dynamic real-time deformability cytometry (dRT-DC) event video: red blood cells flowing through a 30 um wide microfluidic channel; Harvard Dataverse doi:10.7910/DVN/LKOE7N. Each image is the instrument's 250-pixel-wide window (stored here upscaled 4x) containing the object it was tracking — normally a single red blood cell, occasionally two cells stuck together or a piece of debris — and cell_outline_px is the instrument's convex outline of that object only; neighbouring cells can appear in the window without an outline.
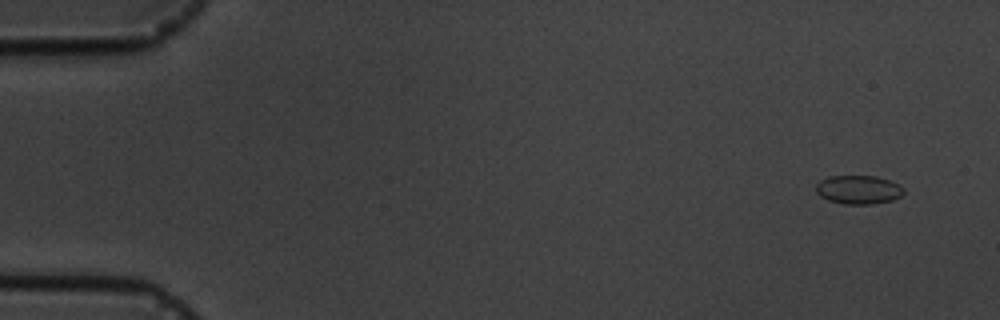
{"species": "common noctule bat (a hibernating species)", "species_latin": "Nyctalus noctula", "temperature_condition": "cold", "stored_images_in_passage": 8, "camera_frame_rate_fps": 3000, "um_per_image_px": 0.085, "animal": {"sex": "male", "body_mass_g": 19.5, "forearm_length_mm": 54.6}, "frame": {"image": 1, "passage_image": 1, "time_ms": 0.0, "image_size_px": [1000, 320], "cell_outline_px": [[904, 192], [900, 196], [892, 200], [872, 204], [844, 204], [828, 200], [820, 196], [816, 192], [816, 184], [820, 180], [828, 176], [876, 176], [900, 184], [904, 188]], "centroid_in_image_um": [72.96, 16.12], "position_along_channel_um": 12.0, "area_um2": 14.74}}
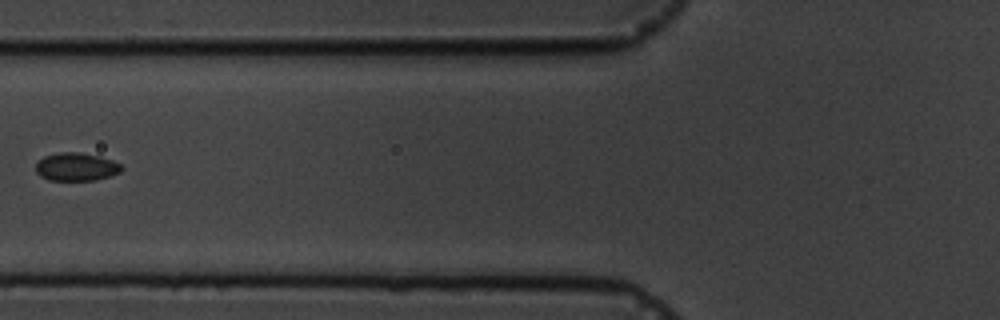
{"frame": {"image": 2, "passage_image": 5, "time_ms": 6.333, "image_size_px": [1000, 320], "cell_outline_px": [[124, 168], [120, 172], [96, 180], [48, 180], [40, 176], [36, 172], [36, 164], [44, 156], [60, 152], [80, 152], [100, 156], [112, 160], [120, 164]], "centroid_in_image_um": [6.48, 14.18], "position_along_channel_um": 119.3, "area_um2": 14.05}}
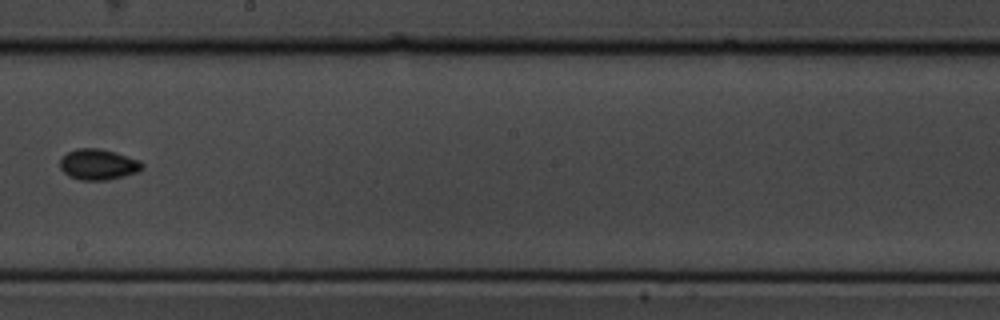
{"frame": {"image": 3, "passage_image": 8, "time_ms": 9.667, "image_size_px": [1000, 320], "cell_outline_px": [[144, 168], [140, 172], [108, 180], [80, 180], [68, 176], [60, 168], [60, 156], [76, 148], [96, 148], [112, 152], [140, 160], [144, 164]], "centroid_in_image_um": [8.35, 13.99], "position_along_channel_um": 239.9, "area_um2": 14.85}}